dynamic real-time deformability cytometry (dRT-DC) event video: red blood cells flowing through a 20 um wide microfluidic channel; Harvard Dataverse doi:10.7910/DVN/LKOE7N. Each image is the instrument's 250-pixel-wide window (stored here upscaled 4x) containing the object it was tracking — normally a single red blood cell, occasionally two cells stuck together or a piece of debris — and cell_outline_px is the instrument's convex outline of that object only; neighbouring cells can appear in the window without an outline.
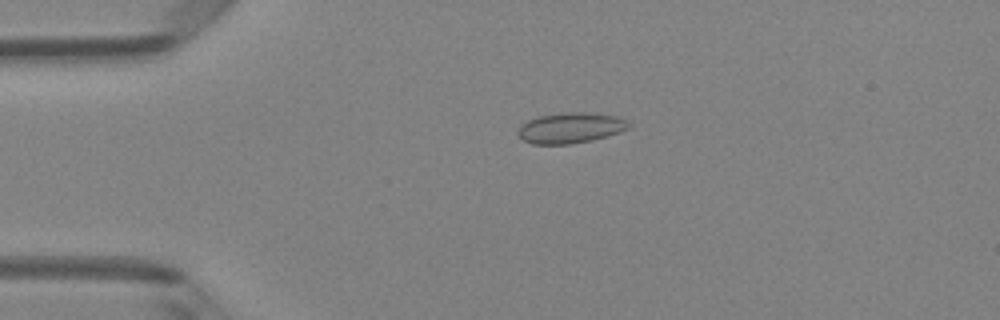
{"species": "Egyptian fruit bat (a non-hibernating species)", "species_latin": "Rousettus aegyptiacus", "temperature_condition": "room temperature", "stored_images_in_passage": 49, "camera_frame_rate_fps": 3000, "um_per_image_px": 0.085, "animal": {"sex": "female"}, "frame": {"image": 1, "passage_image": 11, "time_ms": 3.333, "image_size_px": [1000, 320], "cell_outline_px": [[628, 128], [620, 132], [608, 136], [592, 140], [572, 144], [532, 144], [524, 140], [516, 132], [520, 124], [528, 120], [540, 116], [564, 112], [588, 112], [616, 116], [624, 120], [628, 124]], "centroid_in_image_um": [48.45, 10.87], "position_along_channel_um": 36.5, "area_um2": 19.71}}
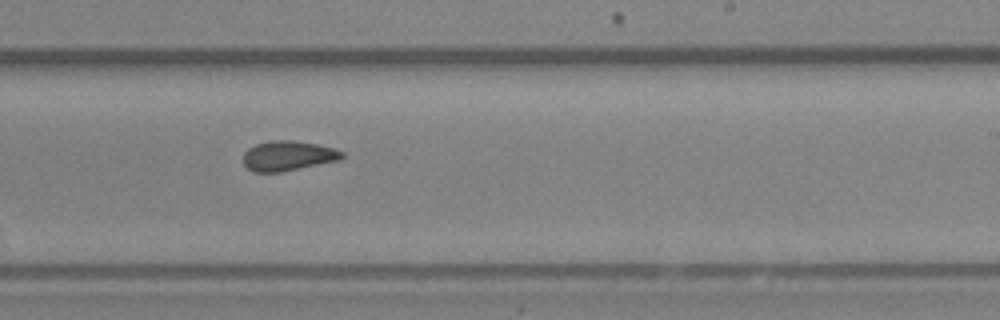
{"frame": {"image": 2, "passage_image": 30, "time_ms": 9.667, "image_size_px": [1000, 320], "cell_outline_px": [[344, 156], [340, 160], [280, 172], [252, 172], [244, 164], [244, 152], [248, 148], [256, 144], [272, 140], [292, 140], [316, 144], [332, 148], [344, 152]], "centroid_in_image_um": [24.47, 13.24], "position_along_channel_um": 264.5, "area_um2": 17.11}}
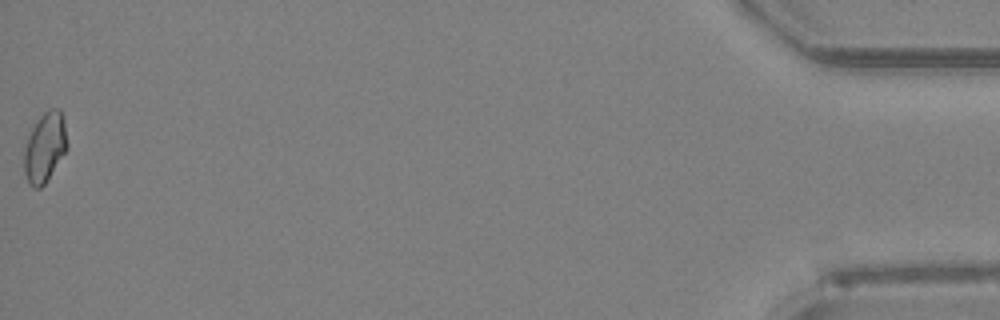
{"frame": {"image": 3, "passage_image": 49, "time_ms": 16.0, "image_size_px": [1000, 320], "cell_outline_px": [[68, 148], [44, 184], [40, 188], [32, 188], [28, 184], [24, 172], [24, 144], [36, 120], [48, 108], [60, 108], [64, 116], [68, 144]], "centroid_in_image_um": [3.81, 12.49], "position_along_channel_um": 431.4, "area_um2": 17.86}, "authors_computed_cell_mechanics": {"area_um2": 17.34, "velocity_mm_per_s": 4.1725, "shape_relaxation_time_tau1_ms": null, "shape_relaxation_time_tau2_ms": 1.8651, "deformation_change_tau1": null, "deformation_change_tau2": 0.047}}